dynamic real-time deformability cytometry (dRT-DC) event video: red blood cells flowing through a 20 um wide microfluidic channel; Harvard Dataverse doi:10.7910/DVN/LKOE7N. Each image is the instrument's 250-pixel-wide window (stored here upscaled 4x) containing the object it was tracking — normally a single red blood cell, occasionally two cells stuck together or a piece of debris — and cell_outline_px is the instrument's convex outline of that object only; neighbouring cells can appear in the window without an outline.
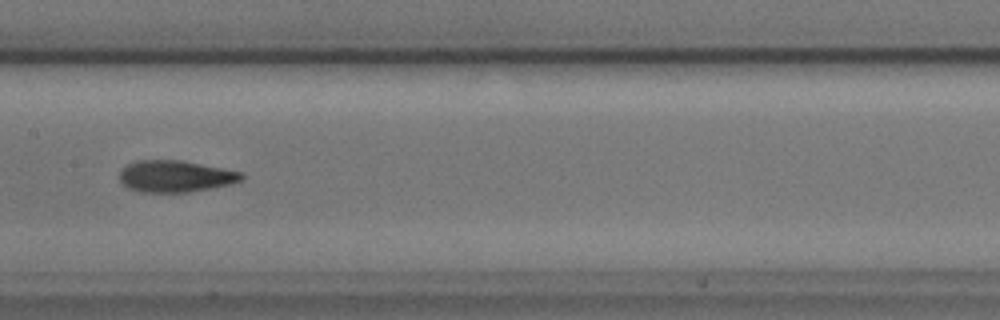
{"species": "common noctule bat (a hibernating species)", "species_latin": "Nyctalus noctula", "temperature_condition": "cold", "stored_images_in_passage": 12, "camera_frame_rate_fps": 3000, "um_per_image_px": 0.085, "animal": {"sex": "male", "body_mass_g": 17.9, "forearm_length_mm": 54.2}, "frame": {"image": 1, "passage_image": 6, "time_ms": 6.667, "image_size_px": [1000, 320], "cell_outline_px": [[244, 180], [228, 184], [188, 192], [140, 192], [128, 188], [120, 180], [120, 172], [128, 164], [136, 160], [180, 160], [244, 172]], "centroid_in_image_um": [14.92, 14.98], "position_along_channel_um": 192.5, "area_um2": 22.37}}
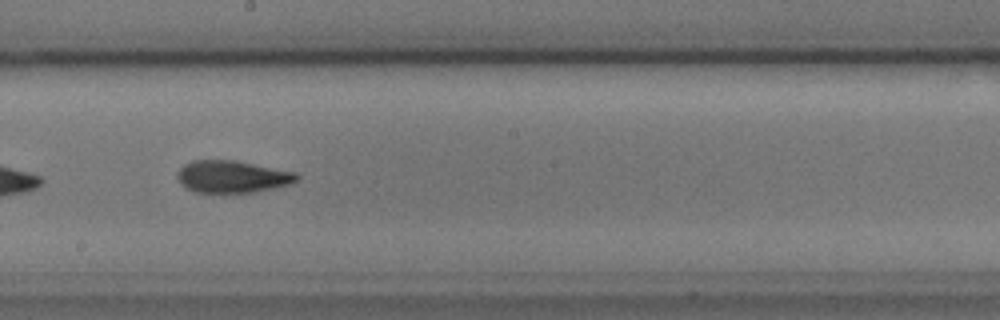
{"frame": {"image": 2, "passage_image": 7, "time_ms": 7.667, "image_size_px": [1000, 320], "cell_outline_px": [[300, 180], [288, 184], [256, 192], [196, 192], [184, 188], [180, 184], [176, 176], [176, 172], [184, 164], [192, 160], [236, 160], [296, 172], [300, 176]], "centroid_in_image_um": [19.72, 15.0], "position_along_channel_um": 228.5, "area_um2": 22.6}, "authors_computed_cell_mechanics": {"area_um2": 22.4842, "velocity_mm_per_s": 3.6022, "shape_relaxation_time_tau1_ms": null, "shape_relaxation_time_tau2_ms": 2.774, "deformation_change_tau1": null, "deformation_change_tau2": 0.0676}}